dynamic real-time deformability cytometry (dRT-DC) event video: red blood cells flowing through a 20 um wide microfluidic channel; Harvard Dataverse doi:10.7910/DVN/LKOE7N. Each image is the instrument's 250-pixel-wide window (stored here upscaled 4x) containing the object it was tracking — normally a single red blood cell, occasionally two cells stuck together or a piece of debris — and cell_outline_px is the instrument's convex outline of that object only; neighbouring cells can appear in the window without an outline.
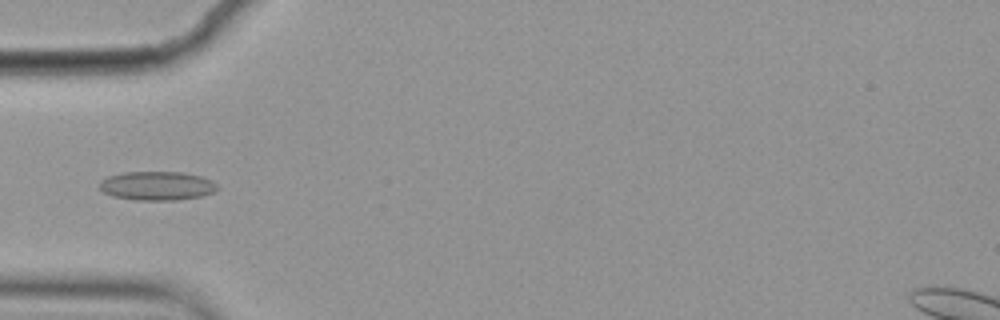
{"species": "common noctule bat (a hibernating species)", "species_latin": "Nyctalus noctula", "temperature_condition": "cold", "stored_images_in_passage": 4, "camera_frame_rate_fps": 3000, "um_per_image_px": 0.085, "animal": {"sex": "female", "body_mass_g": 19.9}, "frame": {"image": 1, "passage_image": 4, "time_ms": 1.0, "image_size_px": [1000, 320], "cell_outline_px": [[220, 188], [216, 192], [200, 196], [176, 200], [136, 200], [112, 196], [104, 192], [100, 188], [100, 180], [108, 176], [124, 172], [180, 172], [200, 176], [212, 180]], "centroid_in_image_um": [13.36, 15.79], "position_along_channel_um": 71.6, "area_um2": 19.88}}